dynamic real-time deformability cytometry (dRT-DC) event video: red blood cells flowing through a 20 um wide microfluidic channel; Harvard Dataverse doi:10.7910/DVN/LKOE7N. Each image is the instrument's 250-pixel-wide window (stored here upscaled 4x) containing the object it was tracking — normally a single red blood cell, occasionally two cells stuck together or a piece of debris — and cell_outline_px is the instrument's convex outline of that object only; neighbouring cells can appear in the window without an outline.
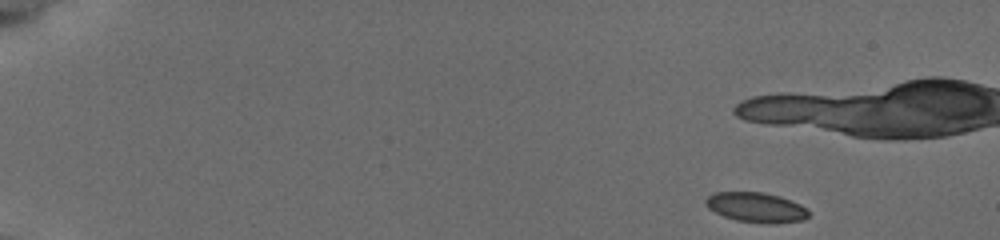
{"species": "common noctule bat (a hibernating species)", "species_latin": "Nyctalus noctula", "temperature_condition": "cold", "stored_images_in_passage": 51, "camera_frame_rate_fps": 3000, "um_per_image_px": 0.085, "animal": {"sex": "female", "body_mass_g": 19.5, "forearm_length_mm": 54.1}, "frame": {"image": 1, "passage_image": 1, "time_ms": 0.0, "image_size_px": [1000, 240], "cell_outline_px": [[808, 216], [804, 220], [776, 224], [768, 224], [736, 220], [724, 216], [708, 208], [704, 204], [704, 200], [708, 196], [716, 192], [764, 192], [780, 196], [792, 200], [808, 208]], "centroid_in_image_um": [64.3, 17.63], "position_along_channel_um": 20.7, "area_um2": 18.15}}